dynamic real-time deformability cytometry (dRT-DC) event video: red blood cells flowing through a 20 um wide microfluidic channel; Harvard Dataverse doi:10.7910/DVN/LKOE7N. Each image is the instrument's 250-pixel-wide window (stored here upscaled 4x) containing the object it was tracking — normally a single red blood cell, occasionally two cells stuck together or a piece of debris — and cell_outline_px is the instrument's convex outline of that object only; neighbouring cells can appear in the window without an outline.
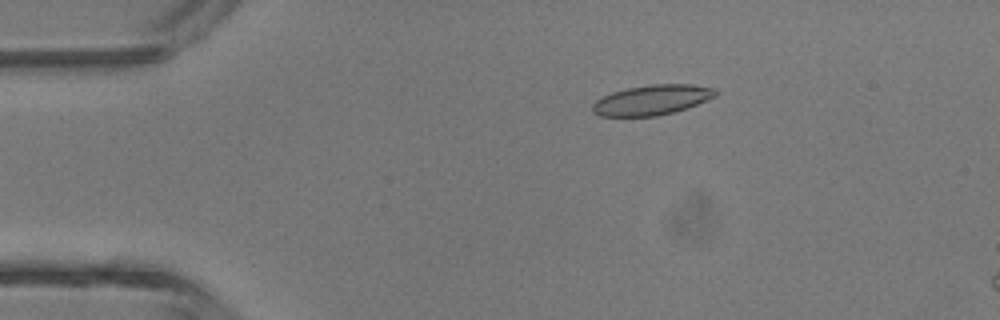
{"species": "common noctule bat (a hibernating species)", "species_latin": "Nyctalus noctula", "temperature_condition": "room temperature", "stored_images_in_passage": 4, "camera_frame_rate_fps": 3000, "um_per_image_px": 0.085, "animal": {"sex": "male", "body_mass_g": 13.3}, "frame": {"image": 1, "passage_image": 3, "time_ms": 2.333, "image_size_px": [1000, 320], "cell_outline_px": [[716, 96], [688, 108], [656, 116], [600, 116], [592, 112], [592, 104], [600, 96], [612, 92], [628, 88], [648, 84], [692, 84], [716, 88]], "centroid_in_image_um": [55.4, 8.49], "position_along_channel_um": 29.6, "area_um2": 21.68}}